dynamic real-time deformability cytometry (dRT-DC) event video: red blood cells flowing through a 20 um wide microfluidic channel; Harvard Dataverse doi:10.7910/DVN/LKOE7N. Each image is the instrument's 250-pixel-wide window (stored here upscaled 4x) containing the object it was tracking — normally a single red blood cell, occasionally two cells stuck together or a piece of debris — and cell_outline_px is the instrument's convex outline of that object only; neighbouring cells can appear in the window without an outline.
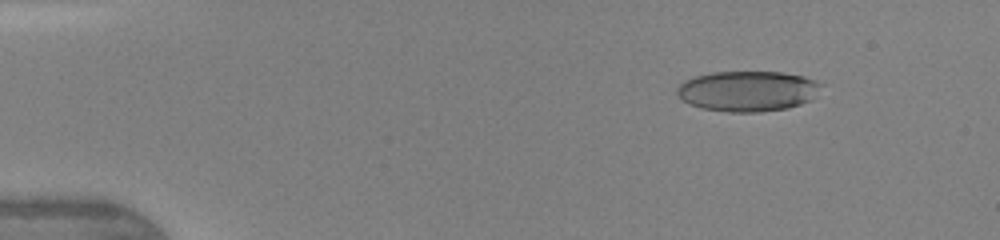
{"species": "human", "species_latin": "Homo sapiens", "temperature_condition": "warm", "stored_images_in_passage": 46, "camera_frame_rate_fps": 3000, "um_per_image_px": 0.085, "donor": {"sex": "female"}, "frame": {"image": 1, "passage_image": 6, "time_ms": 1.667, "image_size_px": [1000, 240], "cell_outline_px": [[824, 84], [816, 96], [800, 104], [788, 108], [756, 112], [728, 112], [700, 108], [684, 100], [676, 92], [676, 88], [684, 80], [696, 76], [712, 72], [780, 72], [804, 76]], "centroid_in_image_um": [63.57, 7.74], "position_along_channel_um": 21.4, "area_um2": 33.93}}
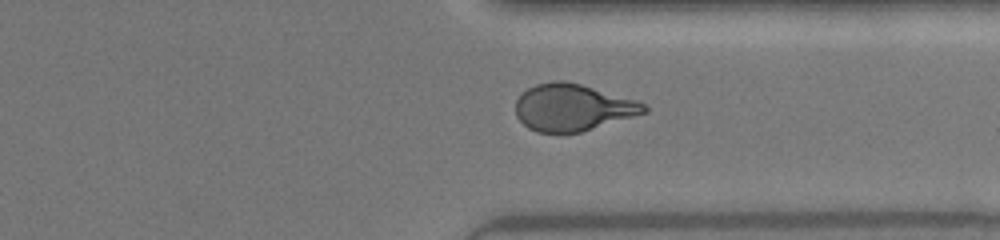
{"frame": {"image": 2, "passage_image": 36, "time_ms": 11.667, "image_size_px": [1000, 240], "cell_outline_px": [[648, 112], [580, 132], [536, 132], [528, 128], [516, 116], [516, 100], [528, 88], [536, 84], [552, 80], [564, 80], [580, 84], [636, 100], [644, 104], [648, 108]], "centroid_in_image_um": [48.66, 9.13], "position_along_channel_um": 362.7, "area_um2": 34.8}}
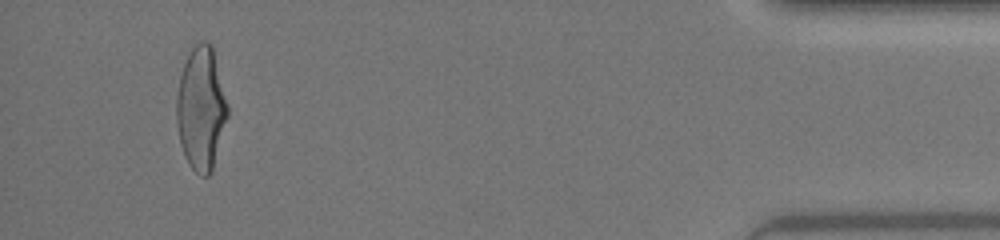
{"frame": {"image": 3, "passage_image": 44, "time_ms": 14.333, "image_size_px": [1000, 240], "cell_outline_px": [[228, 116], [212, 172], [208, 176], [200, 176], [188, 164], [184, 156], [180, 144], [176, 120], [176, 100], [180, 76], [184, 64], [192, 48], [200, 40], [208, 40], [212, 44], [228, 104]], "centroid_in_image_um": [17.1, 9.23], "position_along_channel_um": 418.1, "area_um2": 36.93}, "authors_computed_cell_mechanics": {"area_um2": 35.4025, "velocity_mm_per_s": 4.3759, "shape_relaxation_time_tau1_ms": 5.363, "shape_relaxation_time_tau2_ms": 0.8468, "deformation_change_tau1": 0.2156, "deformation_change_tau2": 0.0851}}